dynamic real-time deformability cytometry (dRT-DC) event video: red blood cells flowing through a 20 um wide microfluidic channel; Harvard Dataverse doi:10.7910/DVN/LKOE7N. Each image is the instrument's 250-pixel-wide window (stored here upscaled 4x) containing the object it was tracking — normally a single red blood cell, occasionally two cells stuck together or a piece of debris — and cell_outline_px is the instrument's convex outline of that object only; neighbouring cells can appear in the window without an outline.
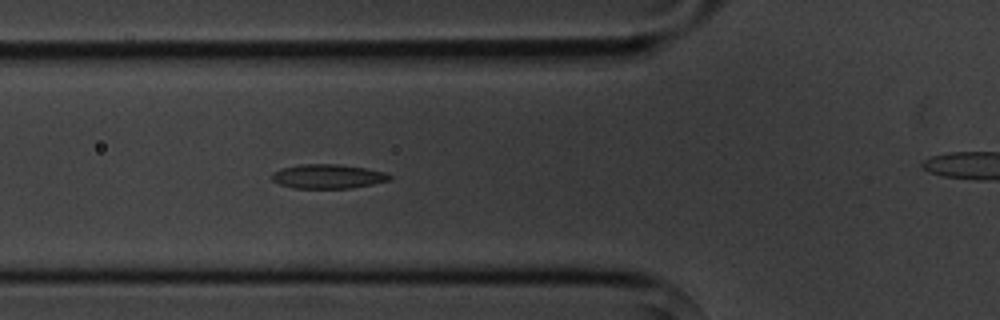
{"species": "common noctule bat (a hibernating species)", "species_latin": "Nyctalus noctula", "temperature_condition": "cold", "stored_images_in_passage": 7, "camera_frame_rate_fps": 3000, "um_per_image_px": 0.085, "animal": {"sex": "male", "body_mass_g": 20.1, "forearm_length_mm": 53.5}, "frame": {"image": 1, "passage_image": 6, "time_ms": 6.333, "image_size_px": [1000, 320], "cell_outline_px": [[392, 180], [352, 188], [292, 188], [280, 184], [272, 180], [272, 172], [280, 168], [300, 164], [340, 164], [364, 168], [384, 172], [392, 176]], "centroid_in_image_um": [27.86, 14.99], "position_along_channel_um": 97.9, "area_um2": 16.7}}